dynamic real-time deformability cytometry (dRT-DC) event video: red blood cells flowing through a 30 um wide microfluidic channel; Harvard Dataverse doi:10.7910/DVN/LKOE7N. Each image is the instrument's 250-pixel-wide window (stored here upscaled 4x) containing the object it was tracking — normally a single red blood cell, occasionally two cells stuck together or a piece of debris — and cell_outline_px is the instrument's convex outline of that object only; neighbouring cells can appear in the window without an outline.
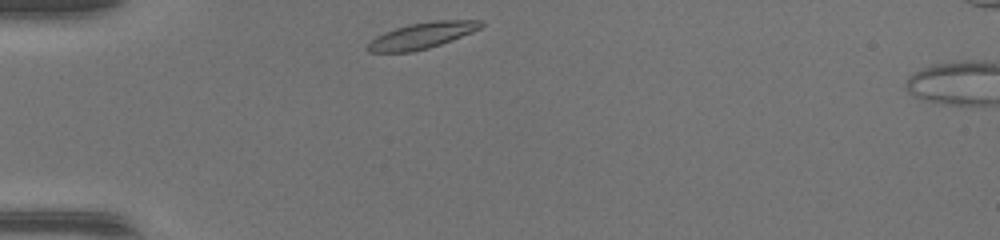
{"species": "common noctule bat (a hibernating species)", "species_latin": "Nyctalus noctula", "temperature_condition": "warm", "stored_images_in_passage": 3, "camera_frame_rate_fps": 3000, "um_per_image_px": 0.085, "animal": {"sex": "female", "body_mass_g": 17.0, "forearm_length_mm": 48.0}, "frame": {"image": 1, "passage_image": 1, "time_ms": 0.0, "image_size_px": [1000, 240], "cell_outline_px": [[484, 24], [480, 28], [472, 32], [440, 44], [428, 48], [412, 52], [368, 52], [368, 44], [376, 36], [384, 32], [408, 24], [436, 20], [480, 20]], "centroid_in_image_um": [35.86, 3.01], "position_along_channel_um": 49.1, "area_um2": 16.99}}